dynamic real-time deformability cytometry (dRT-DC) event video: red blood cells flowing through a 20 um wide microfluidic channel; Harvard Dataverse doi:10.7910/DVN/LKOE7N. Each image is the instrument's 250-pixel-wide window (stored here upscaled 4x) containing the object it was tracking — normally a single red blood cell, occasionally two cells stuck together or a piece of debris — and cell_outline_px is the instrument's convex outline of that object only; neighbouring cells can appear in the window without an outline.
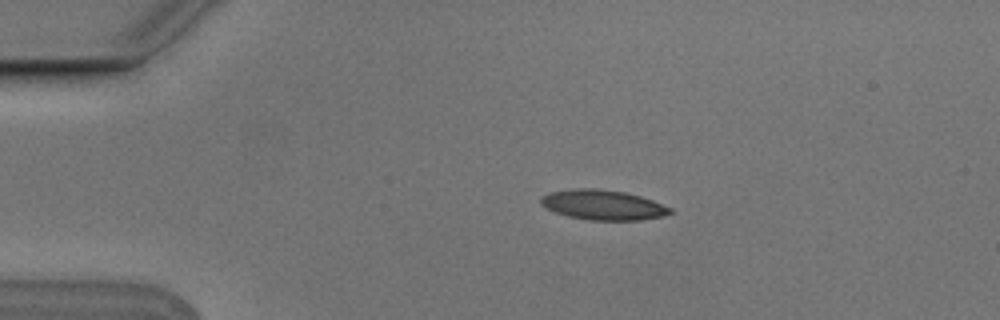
{"species": "Egyptian fruit bat (a non-hibernating species)", "species_latin": "Rousettus aegyptiacus", "temperature_condition": "cold", "stored_images_in_passage": 3, "camera_frame_rate_fps": 3000, "um_per_image_px": 0.085, "animal": {"sex": "male"}, "frame": {"image": 1, "passage_image": 1, "time_ms": 0.0, "image_size_px": [1000, 320], "cell_outline_px": [[672, 212], [664, 216], [640, 220], [588, 220], [568, 216], [556, 212], [540, 204], [540, 196], [548, 192], [572, 188], [596, 188], [624, 192], [640, 196], [652, 200], [672, 208]], "centroid_in_image_um": [51.23, 17.41], "position_along_channel_um": 33.8, "area_um2": 22.66}}